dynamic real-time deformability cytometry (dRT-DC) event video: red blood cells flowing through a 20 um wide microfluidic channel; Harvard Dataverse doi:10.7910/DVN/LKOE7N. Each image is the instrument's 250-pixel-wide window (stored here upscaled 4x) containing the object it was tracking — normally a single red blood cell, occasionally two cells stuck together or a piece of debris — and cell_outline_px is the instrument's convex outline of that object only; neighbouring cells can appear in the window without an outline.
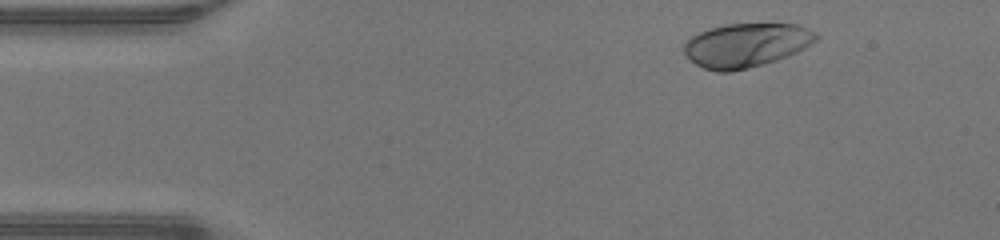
{"species": "human", "species_latin": "Homo sapiens", "temperature_condition": "warm", "stored_images_in_passage": 44, "camera_frame_rate_fps": 3000, "um_per_image_px": 0.085, "donor": {"sex": "male"}, "frame": {"image": 1, "passage_image": 3, "time_ms": 0.667, "image_size_px": [1000, 240], "cell_outline_px": [[820, 36], [816, 40], [804, 48], [788, 56], [764, 64], [748, 68], [728, 72], [716, 72], [704, 68], [696, 64], [684, 52], [684, 44], [692, 36], [708, 28], [728, 24], [800, 24], [816, 32]], "centroid_in_image_um": [63.45, 3.83], "position_along_channel_um": 21.6, "area_um2": 33.76}}
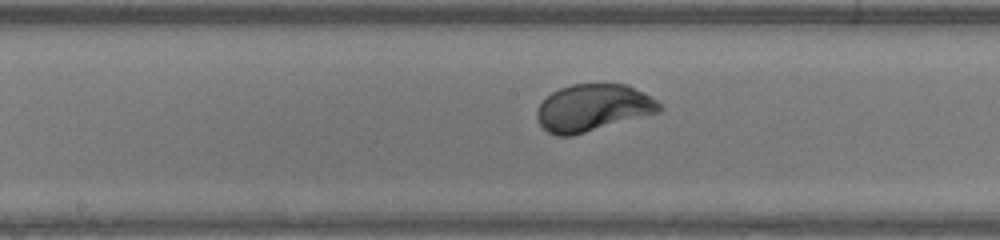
{"frame": {"image": 2, "passage_image": 21, "time_ms": 6.667, "image_size_px": [1000, 240], "cell_outline_px": [[664, 108], [660, 112], [572, 136], [556, 136], [548, 132], [540, 124], [536, 116], [536, 112], [540, 104], [552, 92], [560, 88], [572, 84], [628, 84], [644, 92], [656, 100]], "centroid_in_image_um": [50.42, 9.16], "position_along_channel_um": 197.8, "area_um2": 33.58}}
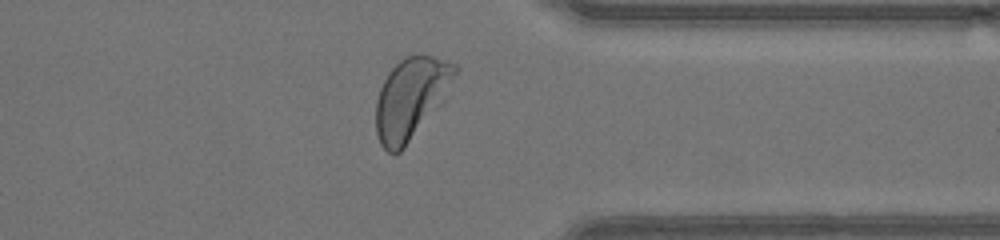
{"frame": {"image": 3, "passage_image": 34, "time_ms": 11.0, "image_size_px": [1000, 240], "cell_outline_px": [[460, 68], [444, 104], [404, 148], [400, 152], [388, 152], [380, 144], [376, 132], [376, 100], [380, 88], [388, 72], [400, 60], [408, 56], [432, 56], [456, 64]], "centroid_in_image_um": [34.98, 8.37], "position_along_channel_um": 376.4, "area_um2": 37.97}, "authors_computed_cell_mechanics": {"area_um2": 33.6396, "velocity_mm_per_s": 4.2909, "shape_relaxation_time_tau1_ms": 1.2272, "shape_relaxation_time_tau2_ms": null, "deformation_change_tau1": 0.1434, "deformation_change_tau2": null}}